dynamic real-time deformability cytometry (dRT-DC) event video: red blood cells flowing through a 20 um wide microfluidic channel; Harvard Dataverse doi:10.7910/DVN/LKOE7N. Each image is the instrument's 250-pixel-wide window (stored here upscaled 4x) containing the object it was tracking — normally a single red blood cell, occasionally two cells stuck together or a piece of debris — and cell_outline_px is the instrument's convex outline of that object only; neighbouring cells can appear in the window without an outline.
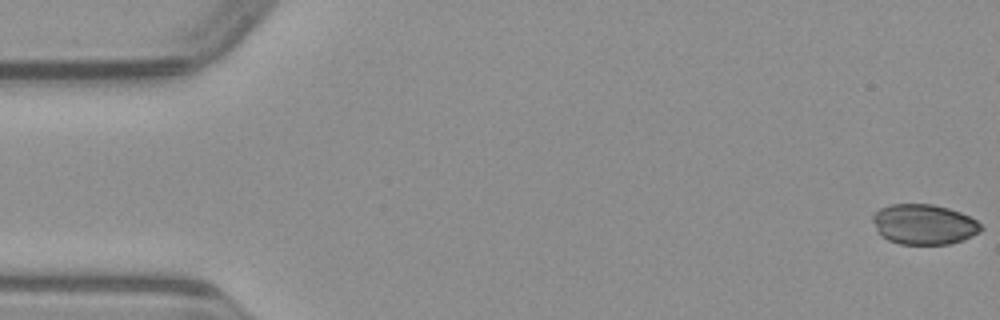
{"species": "common noctule bat (a hibernating species)", "species_latin": "Nyctalus noctula", "temperature_condition": "warm", "stored_images_in_passage": 41, "camera_frame_rate_fps": 3000, "um_per_image_px": 0.085, "animal": {"sex": "male", "body_mass_g": 23.1, "forearm_length_mm": 52.7}, "frame": {"image": 1, "passage_image": 1, "time_ms": 0.0, "image_size_px": [1000, 320], "cell_outline_px": [[984, 228], [980, 232], [964, 240], [948, 244], [900, 244], [888, 240], [880, 236], [872, 220], [872, 216], [880, 208], [892, 204], [932, 204], [948, 208], [960, 212], [976, 220]], "centroid_in_image_um": [78.54, 19.08], "position_along_channel_um": 6.5, "area_um2": 25.43}}
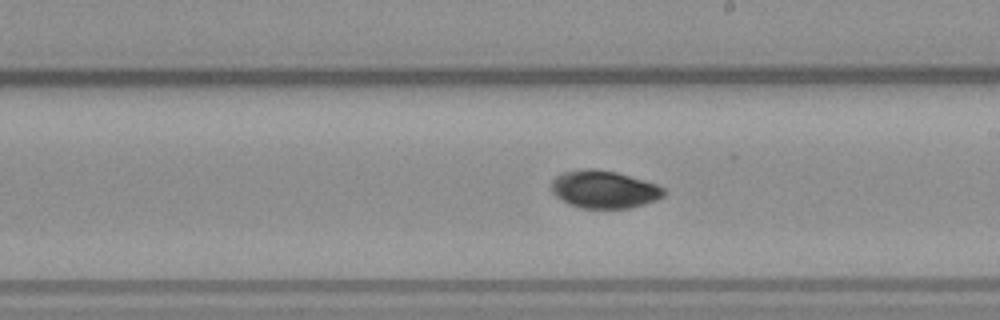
{"frame": {"image": 2, "passage_image": 28, "time_ms": 9.0, "image_size_px": [1000, 320], "cell_outline_px": [[668, 192], [664, 196], [656, 200], [644, 204], [628, 208], [580, 208], [556, 196], [552, 192], [552, 180], [560, 172], [588, 168], [596, 168], [616, 172], [660, 184]], "centroid_in_image_um": [51.4, 16.08], "position_along_channel_um": 237.6, "area_um2": 24.85}}
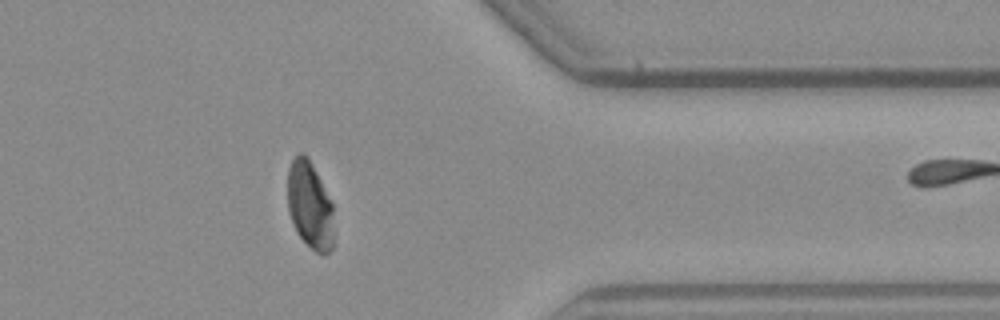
{"frame": {"image": 3, "passage_image": 40, "time_ms": 13.0, "image_size_px": [1000, 320], "cell_outline_px": [[332, 248], [324, 256], [316, 252], [300, 236], [288, 212], [288, 168], [292, 160], [300, 152], [304, 152], [308, 156], [332, 200]], "centroid_in_image_um": [26.34, 17.39], "position_along_channel_um": 385.1, "area_um2": 23.41}}